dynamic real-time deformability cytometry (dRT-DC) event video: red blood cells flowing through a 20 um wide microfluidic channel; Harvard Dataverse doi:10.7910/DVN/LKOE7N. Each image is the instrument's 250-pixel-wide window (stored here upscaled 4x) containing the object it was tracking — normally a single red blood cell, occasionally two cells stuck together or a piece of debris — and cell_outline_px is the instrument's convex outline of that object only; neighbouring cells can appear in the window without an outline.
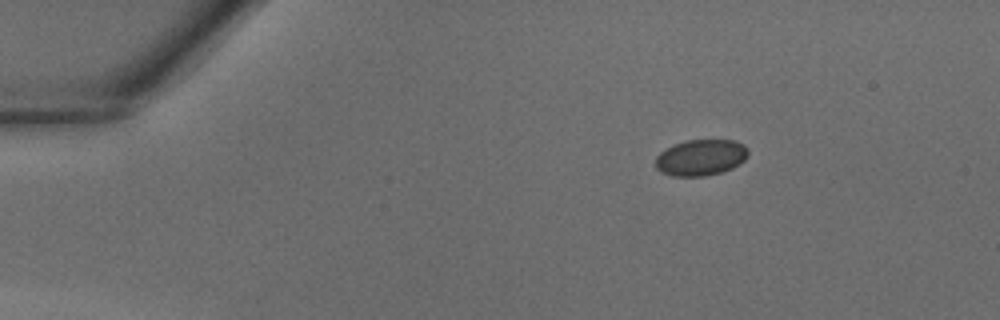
{"species": "common noctule bat (a hibernating species)", "species_latin": "Nyctalus noctula", "temperature_condition": "warm", "stored_images_in_passage": 35, "camera_frame_rate_fps": 3000, "um_per_image_px": 0.085, "animal": {"sex": "male", "body_mass_g": 18.8}, "frame": {"image": 1, "passage_image": 1, "time_ms": 0.0, "image_size_px": [1000, 320], "cell_outline_px": [[748, 156], [740, 164], [732, 168], [720, 172], [704, 176], [672, 176], [660, 172], [656, 168], [656, 156], [660, 152], [676, 144], [688, 140], [736, 140], [744, 144], [748, 148]], "centroid_in_image_um": [59.59, 13.39], "position_along_channel_um": 25.4, "area_um2": 19.54}}
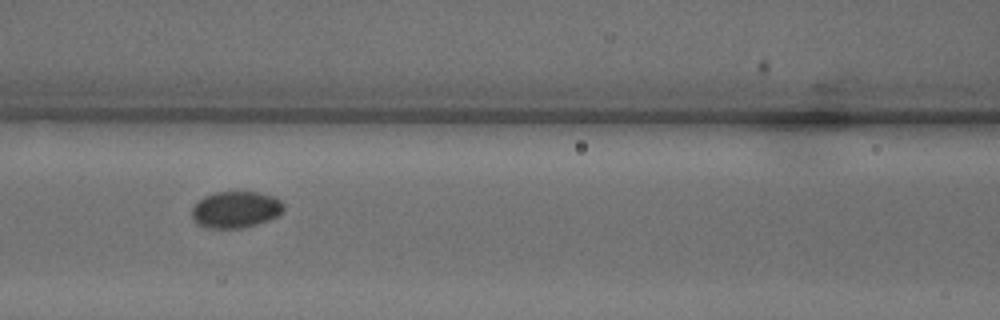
{"frame": {"image": 2, "passage_image": 13, "time_ms": 4.0, "image_size_px": [1000, 320], "cell_outline_px": [[284, 208], [276, 216], [268, 220], [244, 228], [204, 228], [196, 224], [192, 220], [192, 208], [204, 196], [216, 192], [260, 192], [272, 196], [280, 200], [284, 204]], "centroid_in_image_um": [20.0, 17.82], "position_along_channel_um": 146.6, "area_um2": 19.59}}
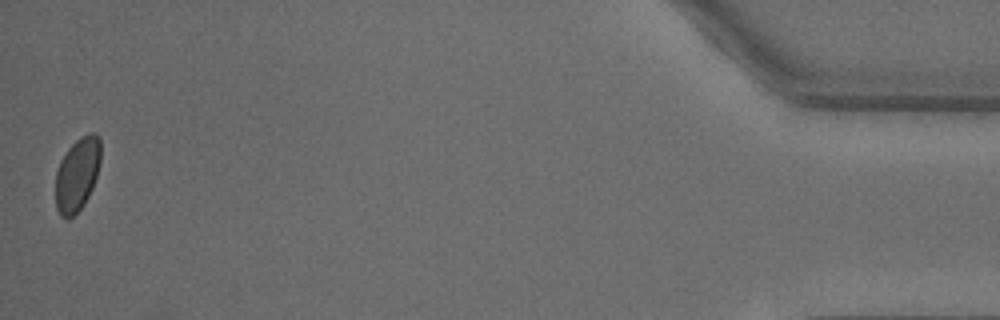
{"frame": {"image": 3, "passage_image": 35, "time_ms": 11.333, "image_size_px": [1000, 320], "cell_outline_px": [[100, 164], [92, 188], [84, 204], [68, 220], [60, 216], [56, 208], [56, 172], [60, 160], [68, 148], [80, 136], [88, 132], [96, 132], [100, 136]], "centroid_in_image_um": [6.57, 14.79], "position_along_channel_um": 428.6, "area_um2": 19.48}}